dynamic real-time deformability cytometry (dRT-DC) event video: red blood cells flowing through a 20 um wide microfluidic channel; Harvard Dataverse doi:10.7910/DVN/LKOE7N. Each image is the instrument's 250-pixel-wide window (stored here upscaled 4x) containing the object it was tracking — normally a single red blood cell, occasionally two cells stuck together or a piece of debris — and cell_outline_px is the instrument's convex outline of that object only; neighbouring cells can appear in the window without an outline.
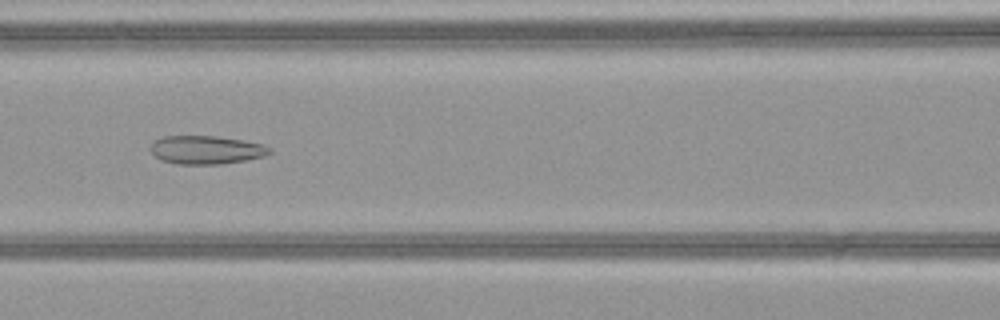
{"species": "common noctule bat (a hibernating species)", "species_latin": "Nyctalus noctula", "temperature_condition": "warm", "stored_images_in_passage": 51, "camera_frame_rate_fps": 3000, "um_per_image_px": 0.085, "animal": {"sex": "female", "body_mass_g": 21.9}, "frame": {"image": 1, "passage_image": 24, "time_ms": 7.667, "image_size_px": [1000, 320], "cell_outline_px": [[272, 152], [264, 156], [244, 160], [220, 164], [176, 164], [160, 160], [148, 148], [156, 140], [164, 136], [216, 136], [244, 140], [264, 144], [272, 148]], "centroid_in_image_um": [17.54, 12.73], "position_along_channel_um": 149.1, "area_um2": 19.77}}
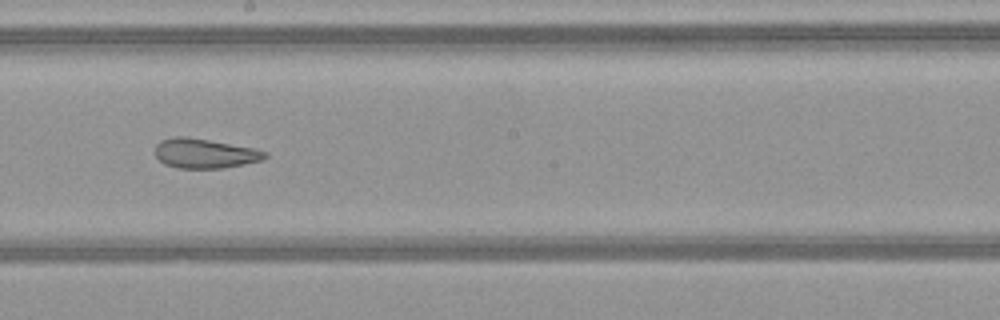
{"frame": {"image": 2, "passage_image": 30, "time_ms": 9.667, "image_size_px": [1000, 320], "cell_outline_px": [[268, 156], [264, 160], [224, 168], [176, 168], [164, 164], [156, 156], [156, 144], [160, 140], [176, 136], [184, 136], [256, 148], [268, 152]], "centroid_in_image_um": [17.43, 13.04], "position_along_channel_um": 230.8, "area_um2": 19.07}}
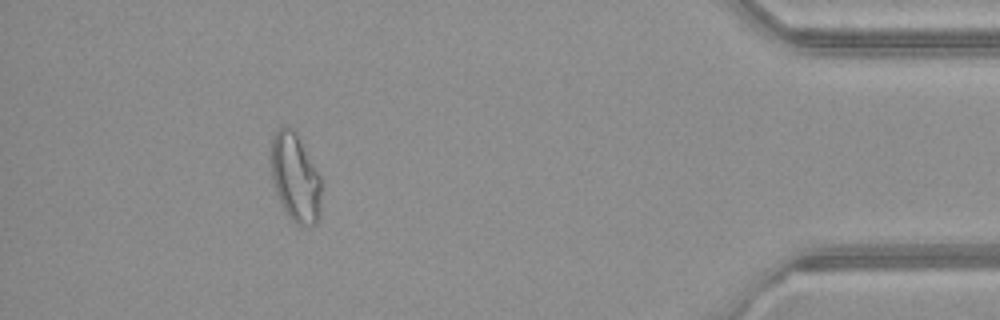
{"frame": {"image": 3, "passage_image": 47, "time_ms": 15.333, "image_size_px": [1000, 320], "cell_outline_px": [[320, 216], [316, 224], [296, 224], [288, 216], [276, 192], [272, 176], [272, 136], [276, 128], [280, 124], [288, 124], [296, 132], [320, 176]], "centroid_in_image_um": [25.09, 15.04], "position_along_channel_um": 410.1, "area_um2": 25.72}, "authors_computed_cell_mechanics": {"area_um2": 24.7962, "velocity_mm_per_s": 4.0906, "shape_relaxation_time_tau1_ms": null, "shape_relaxation_time_tau2_ms": 1.8072, "deformation_change_tau1": null, "deformation_change_tau2": 0.0873}}